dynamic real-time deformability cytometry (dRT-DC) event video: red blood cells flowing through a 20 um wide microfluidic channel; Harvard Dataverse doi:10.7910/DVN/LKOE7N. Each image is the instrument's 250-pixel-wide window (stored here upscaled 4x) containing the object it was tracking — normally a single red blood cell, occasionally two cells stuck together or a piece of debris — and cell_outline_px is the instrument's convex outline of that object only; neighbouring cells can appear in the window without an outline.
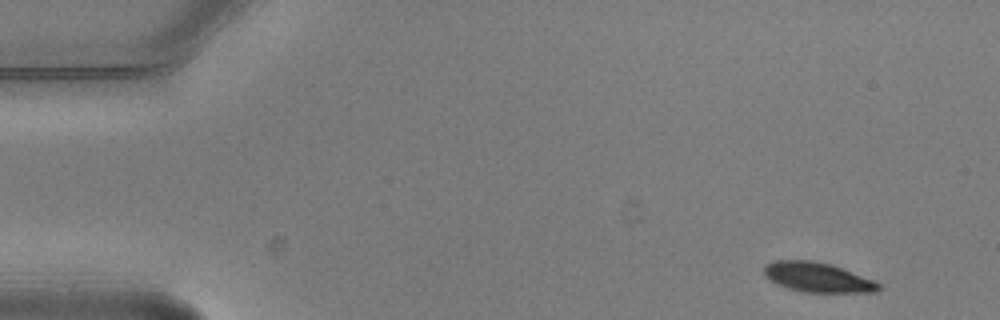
{"species": "common noctule bat (a hibernating species)", "species_latin": "Nyctalus noctula", "temperature_condition": "warm", "stored_images_in_passage": 7, "camera_frame_rate_fps": 3000, "um_per_image_px": 0.085, "animal": {"sex": "male", "body_mass_g": 20.5, "forearm_length_mm": 52.5}, "frame": {"image": 1, "passage_image": 1, "time_ms": 0.0, "image_size_px": [1000, 320], "cell_outline_px": [[880, 288], [876, 292], [800, 292], [788, 288], [764, 276], [764, 264], [772, 260], [812, 260], [832, 264], [876, 280], [880, 284]], "centroid_in_image_um": [69.51, 23.56], "position_along_channel_um": 15.5, "area_um2": 20.0}}
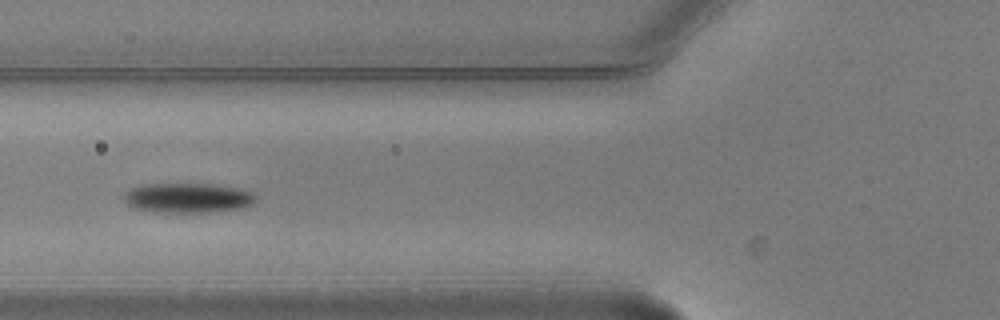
{"frame": {"image": 2, "passage_image": 5, "time_ms": 1.333, "image_size_px": [1000, 320], "cell_outline_px": [[260, 196], [252, 204], [240, 208], [212, 212], [152, 212], [132, 208], [124, 200], [124, 192], [132, 188], [144, 184], [216, 184], [240, 188], [252, 192]], "centroid_in_image_um": [15.99, 16.82], "position_along_channel_um": 109.8, "area_um2": 23.18}}
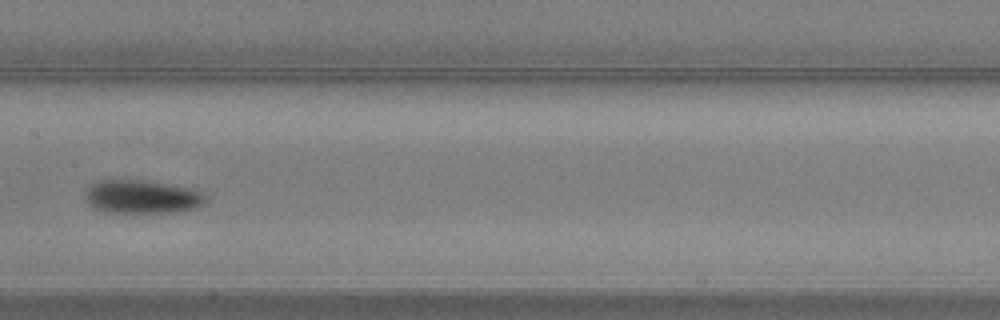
{"frame": {"image": 3, "passage_image": 7, "time_ms": 2.0, "image_size_px": [1000, 320], "cell_outline_px": [[204, 204], [196, 208], [172, 212], [104, 212], [92, 208], [88, 204], [88, 188], [92, 184], [100, 180], [152, 180], [196, 188], [204, 196]], "centroid_in_image_um": [12.11, 16.71], "position_along_channel_um": 195.3, "area_um2": 23.52}}